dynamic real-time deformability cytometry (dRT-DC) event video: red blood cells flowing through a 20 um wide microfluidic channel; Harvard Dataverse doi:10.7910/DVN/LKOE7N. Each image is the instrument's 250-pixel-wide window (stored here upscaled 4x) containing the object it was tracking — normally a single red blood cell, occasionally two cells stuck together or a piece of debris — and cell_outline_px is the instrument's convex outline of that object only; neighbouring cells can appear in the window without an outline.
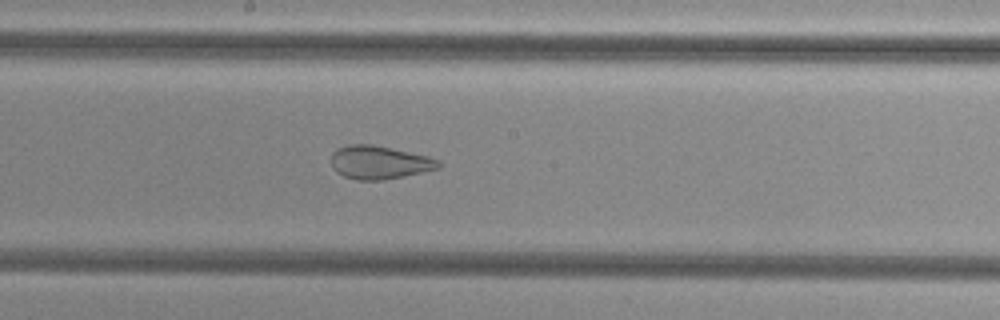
{"species": "common noctule bat (a hibernating species)", "species_latin": "Nyctalus noctula", "temperature_condition": "cold", "stored_images_in_passage": 43, "camera_frame_rate_fps": 3000, "um_per_image_px": 0.085, "animal": {"sex": "female", "body_mass_g": 29.2, "forearm_length_mm": 56.3}, "frame": {"image": 1, "passage_image": 18, "time_ms": 5.667, "image_size_px": [1000, 320], "cell_outline_px": [[440, 168], [404, 176], [384, 180], [356, 180], [344, 176], [336, 172], [332, 168], [332, 152], [336, 148], [348, 144], [372, 144], [428, 156], [440, 160]], "centroid_in_image_um": [32.22, 13.8], "position_along_channel_um": 216.0, "area_um2": 20.92}}
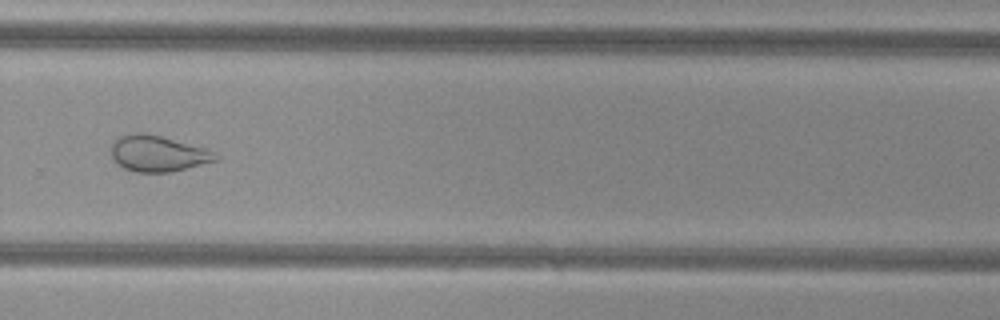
{"frame": {"image": 2, "passage_image": 26, "time_ms": 8.333, "image_size_px": [1000, 320], "cell_outline_px": [[220, 156], [216, 160], [172, 172], [136, 172], [124, 168], [112, 160], [112, 144], [120, 136], [136, 132], [144, 132], [208, 148]], "centroid_in_image_um": [13.43, 13.05], "position_along_channel_um": 316.4, "area_um2": 21.91}}
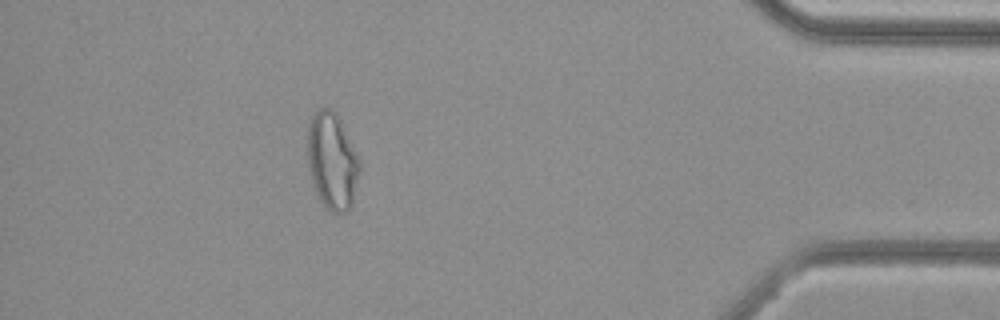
{"frame": {"image": 3, "passage_image": 37, "time_ms": 12.0, "image_size_px": [1000, 320], "cell_outline_px": [[360, 172], [352, 204], [348, 212], [336, 216], [320, 200], [312, 184], [308, 164], [308, 124], [312, 116], [320, 108], [332, 108], [336, 112], [360, 160]], "centroid_in_image_um": [28.24, 13.72], "position_along_channel_um": 407.0, "area_um2": 29.54}, "authors_computed_cell_mechanics": {"area_um2": 25.9522, "velocity_mm_per_s": 3.7703, "shape_relaxation_time_tau1_ms": null, "shape_relaxation_time_tau2_ms": 1.4001, "deformation_change_tau1": null, "deformation_change_tau2": 0.0862}}